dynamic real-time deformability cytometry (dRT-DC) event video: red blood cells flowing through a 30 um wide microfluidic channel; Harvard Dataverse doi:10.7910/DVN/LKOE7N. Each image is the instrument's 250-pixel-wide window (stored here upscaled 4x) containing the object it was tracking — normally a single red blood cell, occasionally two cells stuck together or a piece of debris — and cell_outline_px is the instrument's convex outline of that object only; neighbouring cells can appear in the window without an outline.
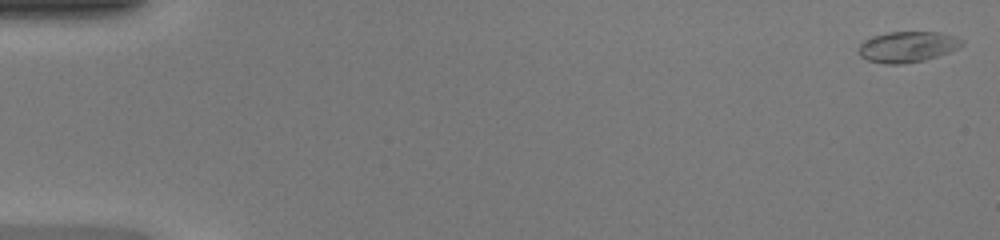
{"species": "common noctule bat (a hibernating species)", "species_latin": "Nyctalus noctula", "temperature_condition": "warm", "stored_images_in_passage": 13, "camera_frame_rate_fps": 3000, "um_per_image_px": 0.085, "animal": {"sex": "female", "body_mass_g": 20.0, "forearm_length_mm": 54.0}, "frame": {"image": 1, "passage_image": 1, "time_ms": 0.0, "image_size_px": [1000, 240], "cell_outline_px": [[964, 44], [948, 52], [924, 60], [904, 64], [884, 64], [868, 60], [860, 56], [856, 48], [864, 40], [872, 36], [888, 32], [940, 32], [956, 36], [964, 40]], "centroid_in_image_um": [77.1, 3.97], "position_along_channel_um": 7.9, "area_um2": 18.67}}